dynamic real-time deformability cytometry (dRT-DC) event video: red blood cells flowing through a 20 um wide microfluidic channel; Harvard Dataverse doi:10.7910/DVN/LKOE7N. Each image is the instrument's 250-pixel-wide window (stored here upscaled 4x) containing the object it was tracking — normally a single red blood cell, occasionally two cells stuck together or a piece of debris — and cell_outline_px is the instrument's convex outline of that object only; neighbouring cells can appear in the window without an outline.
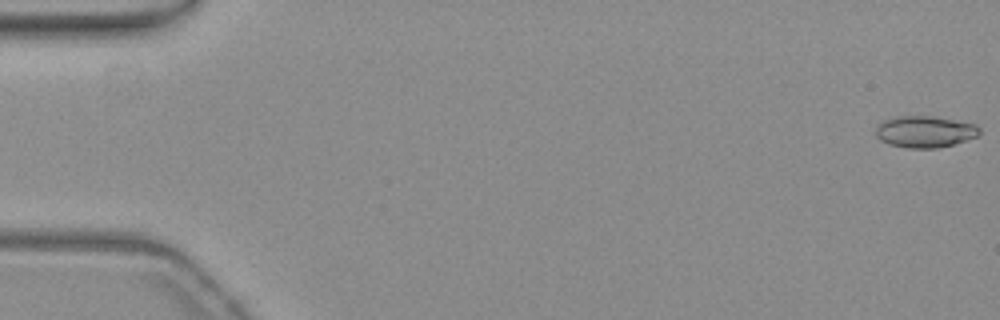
{"species": "common noctule bat (a hibernating species)", "species_latin": "Nyctalus noctula", "temperature_condition": "warm", "stored_images_in_passage": 55, "camera_frame_rate_fps": 3000, "um_per_image_px": 0.085, "animal": {"sex": "female", "body_mass_g": 19.3, "forearm_length_mm": 54.1}, "frame": {"image": 1, "passage_image": 1, "time_ms": 0.0, "image_size_px": [1000, 320], "cell_outline_px": [[980, 132], [976, 136], [952, 144], [936, 148], [908, 148], [888, 144], [880, 140], [876, 136], [876, 128], [884, 120], [892, 116], [932, 116], [976, 124], [980, 128]], "centroid_in_image_um": [78.58, 11.18], "position_along_channel_um": 6.4, "area_um2": 18.96}}
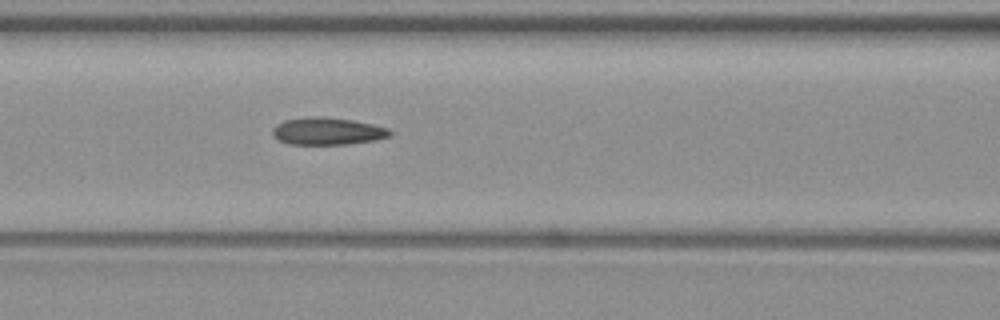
{"frame": {"image": 2, "passage_image": 24, "time_ms": 7.667, "image_size_px": [1000, 320], "cell_outline_px": [[392, 136], [376, 140], [348, 144], [288, 144], [280, 140], [272, 132], [272, 128], [276, 124], [284, 120], [304, 116], [324, 116], [352, 120], [372, 124], [388, 128], [392, 132]], "centroid_in_image_um": [27.85, 11.14], "position_along_channel_um": 138.8, "area_um2": 18.84}}
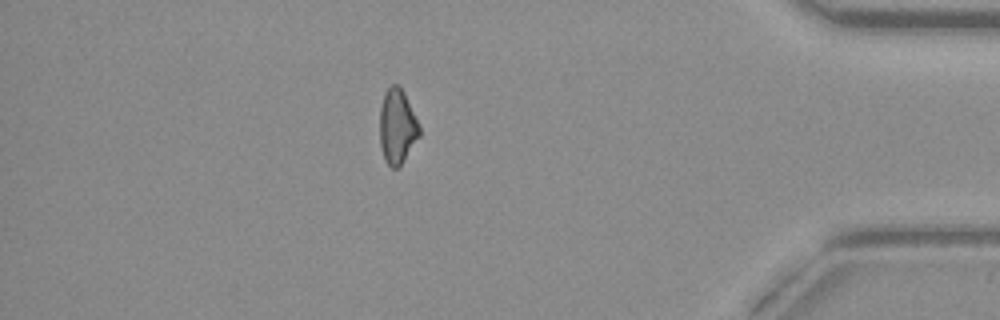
{"frame": {"image": 3, "passage_image": 48, "time_ms": 15.667, "image_size_px": [1000, 320], "cell_outline_px": [[420, 136], [400, 168], [392, 168], [384, 160], [380, 144], [380, 104], [384, 92], [392, 84], [400, 84], [404, 92], [420, 128]], "centroid_in_image_um": [33.75, 10.77], "position_along_channel_um": 401.4, "area_um2": 17.51}, "authors_computed_cell_mechanics": {"area_um2": 18.3804, "velocity_mm_per_s": 3.8111, "shape_relaxation_time_tau1_ms": null, "shape_relaxation_time_tau2_ms": 2.1997, "deformation_change_tau1": null, "deformation_change_tau2": 0.0917}}